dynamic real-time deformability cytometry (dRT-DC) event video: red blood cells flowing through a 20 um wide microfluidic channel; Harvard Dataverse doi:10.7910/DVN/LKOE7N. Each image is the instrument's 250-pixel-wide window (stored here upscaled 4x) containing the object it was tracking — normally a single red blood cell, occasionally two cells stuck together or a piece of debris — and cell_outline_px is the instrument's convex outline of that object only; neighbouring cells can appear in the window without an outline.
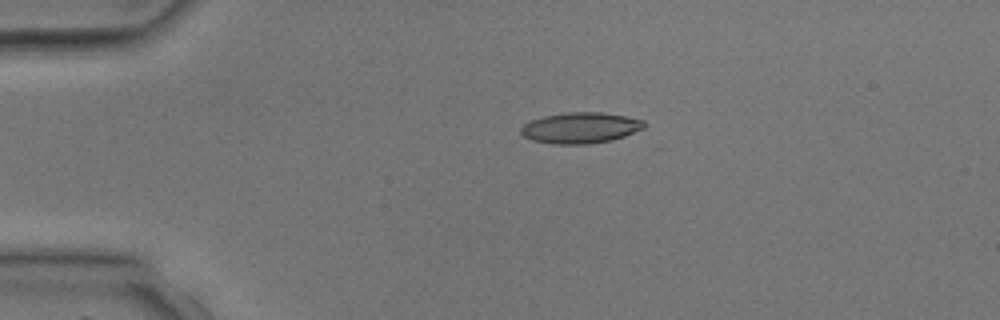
{"species": "common noctule bat (a hibernating species)", "species_latin": "Nyctalus noctula", "temperature_condition": "room temperature", "stored_images_in_passage": 3, "camera_frame_rate_fps": 3000, "um_per_image_px": 0.085, "animal": {"sex": "male", "body_mass_g": 17.9, "forearm_length_mm": 54.2}, "frame": {"image": 1, "passage_image": 3, "time_ms": 2.333, "image_size_px": [1000, 320], "cell_outline_px": [[648, 124], [644, 128], [624, 136], [612, 140], [588, 144], [552, 144], [532, 140], [524, 136], [520, 132], [520, 128], [524, 124], [532, 120], [544, 116], [568, 112], [600, 112], [624, 116], [644, 120]], "centroid_in_image_um": [49.35, 10.87], "position_along_channel_um": 35.6, "area_um2": 22.2}}